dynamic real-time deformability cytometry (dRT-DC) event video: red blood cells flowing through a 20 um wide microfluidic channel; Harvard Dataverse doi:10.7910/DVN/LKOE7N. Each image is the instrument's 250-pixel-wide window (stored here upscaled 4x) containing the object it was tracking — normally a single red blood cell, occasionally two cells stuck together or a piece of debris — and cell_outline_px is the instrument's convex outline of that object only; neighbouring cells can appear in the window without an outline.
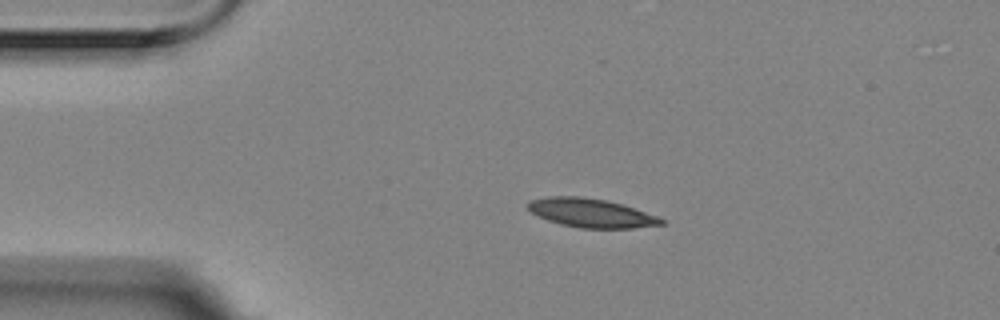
{"species": "Egyptian fruit bat (a non-hibernating species)", "species_latin": "Rousettus aegyptiacus", "temperature_condition": "room temperature", "stored_images_in_passage": 3, "camera_frame_rate_fps": 3000, "um_per_image_px": 0.085, "animal": {"sex": "female"}, "frame": {"image": 1, "passage_image": 2, "time_ms": 0.333, "image_size_px": [1000, 320], "cell_outline_px": [[664, 224], [632, 228], [580, 228], [560, 224], [536, 216], [528, 208], [528, 200], [548, 196], [580, 196], [608, 200], [656, 216], [664, 220]], "centroid_in_image_um": [50.18, 18.1], "position_along_channel_um": 34.8, "area_um2": 22.25}}